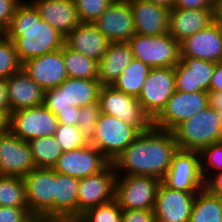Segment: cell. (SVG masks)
<instances>
[{
  "label": "cell",
  "mask_w": 222,
  "mask_h": 222,
  "mask_svg": "<svg viewBox=\"0 0 222 222\" xmlns=\"http://www.w3.org/2000/svg\"><path fill=\"white\" fill-rule=\"evenodd\" d=\"M178 146L171 131L151 126L112 162L117 175L152 176L163 180Z\"/></svg>",
  "instance_id": "obj_1"
},
{
  "label": "cell",
  "mask_w": 222,
  "mask_h": 222,
  "mask_svg": "<svg viewBox=\"0 0 222 222\" xmlns=\"http://www.w3.org/2000/svg\"><path fill=\"white\" fill-rule=\"evenodd\" d=\"M4 34L13 41L19 61L60 50L65 37L44 21L34 6L25 0L17 7Z\"/></svg>",
  "instance_id": "obj_2"
},
{
  "label": "cell",
  "mask_w": 222,
  "mask_h": 222,
  "mask_svg": "<svg viewBox=\"0 0 222 222\" xmlns=\"http://www.w3.org/2000/svg\"><path fill=\"white\" fill-rule=\"evenodd\" d=\"M179 150L200 152L207 146L222 141V128L215 109L210 106L172 131Z\"/></svg>",
  "instance_id": "obj_3"
},
{
  "label": "cell",
  "mask_w": 222,
  "mask_h": 222,
  "mask_svg": "<svg viewBox=\"0 0 222 222\" xmlns=\"http://www.w3.org/2000/svg\"><path fill=\"white\" fill-rule=\"evenodd\" d=\"M100 87L98 80L68 77L60 86L45 91L43 105L54 115L74 107L83 108L98 102Z\"/></svg>",
  "instance_id": "obj_4"
},
{
  "label": "cell",
  "mask_w": 222,
  "mask_h": 222,
  "mask_svg": "<svg viewBox=\"0 0 222 222\" xmlns=\"http://www.w3.org/2000/svg\"><path fill=\"white\" fill-rule=\"evenodd\" d=\"M135 59L151 68L175 67L180 62V43L169 33L159 36L134 34L127 42Z\"/></svg>",
  "instance_id": "obj_5"
},
{
  "label": "cell",
  "mask_w": 222,
  "mask_h": 222,
  "mask_svg": "<svg viewBox=\"0 0 222 222\" xmlns=\"http://www.w3.org/2000/svg\"><path fill=\"white\" fill-rule=\"evenodd\" d=\"M95 129V135L90 144L111 163L141 133L137 127L106 114H100Z\"/></svg>",
  "instance_id": "obj_6"
},
{
  "label": "cell",
  "mask_w": 222,
  "mask_h": 222,
  "mask_svg": "<svg viewBox=\"0 0 222 222\" xmlns=\"http://www.w3.org/2000/svg\"><path fill=\"white\" fill-rule=\"evenodd\" d=\"M160 182L152 176L117 175L115 200L122 210H154Z\"/></svg>",
  "instance_id": "obj_7"
},
{
  "label": "cell",
  "mask_w": 222,
  "mask_h": 222,
  "mask_svg": "<svg viewBox=\"0 0 222 222\" xmlns=\"http://www.w3.org/2000/svg\"><path fill=\"white\" fill-rule=\"evenodd\" d=\"M101 114L114 116L137 127L141 132L152 126V121L143 112L137 97L125 94L110 86H101L98 94Z\"/></svg>",
  "instance_id": "obj_8"
},
{
  "label": "cell",
  "mask_w": 222,
  "mask_h": 222,
  "mask_svg": "<svg viewBox=\"0 0 222 222\" xmlns=\"http://www.w3.org/2000/svg\"><path fill=\"white\" fill-rule=\"evenodd\" d=\"M175 91L174 67L152 68L137 99L143 112L153 121Z\"/></svg>",
  "instance_id": "obj_9"
},
{
  "label": "cell",
  "mask_w": 222,
  "mask_h": 222,
  "mask_svg": "<svg viewBox=\"0 0 222 222\" xmlns=\"http://www.w3.org/2000/svg\"><path fill=\"white\" fill-rule=\"evenodd\" d=\"M58 119L44 105L23 108L10 113L8 129L23 141L54 135Z\"/></svg>",
  "instance_id": "obj_10"
},
{
  "label": "cell",
  "mask_w": 222,
  "mask_h": 222,
  "mask_svg": "<svg viewBox=\"0 0 222 222\" xmlns=\"http://www.w3.org/2000/svg\"><path fill=\"white\" fill-rule=\"evenodd\" d=\"M23 180L26 202L32 215L54 220L56 172L52 168H35Z\"/></svg>",
  "instance_id": "obj_11"
},
{
  "label": "cell",
  "mask_w": 222,
  "mask_h": 222,
  "mask_svg": "<svg viewBox=\"0 0 222 222\" xmlns=\"http://www.w3.org/2000/svg\"><path fill=\"white\" fill-rule=\"evenodd\" d=\"M208 106V92L175 91L167 101L165 108L152 121V126L161 130L172 131L181 122L188 120Z\"/></svg>",
  "instance_id": "obj_12"
},
{
  "label": "cell",
  "mask_w": 222,
  "mask_h": 222,
  "mask_svg": "<svg viewBox=\"0 0 222 222\" xmlns=\"http://www.w3.org/2000/svg\"><path fill=\"white\" fill-rule=\"evenodd\" d=\"M162 182L169 188L184 192H199L205 188L197 151L178 150Z\"/></svg>",
  "instance_id": "obj_13"
},
{
  "label": "cell",
  "mask_w": 222,
  "mask_h": 222,
  "mask_svg": "<svg viewBox=\"0 0 222 222\" xmlns=\"http://www.w3.org/2000/svg\"><path fill=\"white\" fill-rule=\"evenodd\" d=\"M117 173L110 163L98 174L79 179L77 196V220L88 209L111 202L115 199Z\"/></svg>",
  "instance_id": "obj_14"
},
{
  "label": "cell",
  "mask_w": 222,
  "mask_h": 222,
  "mask_svg": "<svg viewBox=\"0 0 222 222\" xmlns=\"http://www.w3.org/2000/svg\"><path fill=\"white\" fill-rule=\"evenodd\" d=\"M111 162L90 143L73 151H65L52 168L55 172L78 179L103 171Z\"/></svg>",
  "instance_id": "obj_15"
},
{
  "label": "cell",
  "mask_w": 222,
  "mask_h": 222,
  "mask_svg": "<svg viewBox=\"0 0 222 222\" xmlns=\"http://www.w3.org/2000/svg\"><path fill=\"white\" fill-rule=\"evenodd\" d=\"M198 192H184L160 182L155 199V222H189Z\"/></svg>",
  "instance_id": "obj_16"
},
{
  "label": "cell",
  "mask_w": 222,
  "mask_h": 222,
  "mask_svg": "<svg viewBox=\"0 0 222 222\" xmlns=\"http://www.w3.org/2000/svg\"><path fill=\"white\" fill-rule=\"evenodd\" d=\"M35 168L27 141L9 129L0 134V175L25 177Z\"/></svg>",
  "instance_id": "obj_17"
},
{
  "label": "cell",
  "mask_w": 222,
  "mask_h": 222,
  "mask_svg": "<svg viewBox=\"0 0 222 222\" xmlns=\"http://www.w3.org/2000/svg\"><path fill=\"white\" fill-rule=\"evenodd\" d=\"M93 24L110 43L128 42L136 34L128 0H116Z\"/></svg>",
  "instance_id": "obj_18"
},
{
  "label": "cell",
  "mask_w": 222,
  "mask_h": 222,
  "mask_svg": "<svg viewBox=\"0 0 222 222\" xmlns=\"http://www.w3.org/2000/svg\"><path fill=\"white\" fill-rule=\"evenodd\" d=\"M174 67L175 89L180 92H209L210 81L217 62L200 60L194 57H180Z\"/></svg>",
  "instance_id": "obj_19"
},
{
  "label": "cell",
  "mask_w": 222,
  "mask_h": 222,
  "mask_svg": "<svg viewBox=\"0 0 222 222\" xmlns=\"http://www.w3.org/2000/svg\"><path fill=\"white\" fill-rule=\"evenodd\" d=\"M22 68L45 91L60 86L68 78L63 48L28 59Z\"/></svg>",
  "instance_id": "obj_20"
},
{
  "label": "cell",
  "mask_w": 222,
  "mask_h": 222,
  "mask_svg": "<svg viewBox=\"0 0 222 222\" xmlns=\"http://www.w3.org/2000/svg\"><path fill=\"white\" fill-rule=\"evenodd\" d=\"M180 57L219 62L222 60V28L213 22L180 42Z\"/></svg>",
  "instance_id": "obj_21"
},
{
  "label": "cell",
  "mask_w": 222,
  "mask_h": 222,
  "mask_svg": "<svg viewBox=\"0 0 222 222\" xmlns=\"http://www.w3.org/2000/svg\"><path fill=\"white\" fill-rule=\"evenodd\" d=\"M10 113L44 104L45 90L21 68L6 78Z\"/></svg>",
  "instance_id": "obj_22"
},
{
  "label": "cell",
  "mask_w": 222,
  "mask_h": 222,
  "mask_svg": "<svg viewBox=\"0 0 222 222\" xmlns=\"http://www.w3.org/2000/svg\"><path fill=\"white\" fill-rule=\"evenodd\" d=\"M38 15L66 37L81 22L74 0H30Z\"/></svg>",
  "instance_id": "obj_23"
},
{
  "label": "cell",
  "mask_w": 222,
  "mask_h": 222,
  "mask_svg": "<svg viewBox=\"0 0 222 222\" xmlns=\"http://www.w3.org/2000/svg\"><path fill=\"white\" fill-rule=\"evenodd\" d=\"M136 34L159 36L168 33L169 11L144 0H128Z\"/></svg>",
  "instance_id": "obj_24"
},
{
  "label": "cell",
  "mask_w": 222,
  "mask_h": 222,
  "mask_svg": "<svg viewBox=\"0 0 222 222\" xmlns=\"http://www.w3.org/2000/svg\"><path fill=\"white\" fill-rule=\"evenodd\" d=\"M213 23V9H177L169 11L168 33L182 42Z\"/></svg>",
  "instance_id": "obj_25"
},
{
  "label": "cell",
  "mask_w": 222,
  "mask_h": 222,
  "mask_svg": "<svg viewBox=\"0 0 222 222\" xmlns=\"http://www.w3.org/2000/svg\"><path fill=\"white\" fill-rule=\"evenodd\" d=\"M107 38L93 23L81 22L64 40V44L73 51L79 52L96 61H100L109 45Z\"/></svg>",
  "instance_id": "obj_26"
},
{
  "label": "cell",
  "mask_w": 222,
  "mask_h": 222,
  "mask_svg": "<svg viewBox=\"0 0 222 222\" xmlns=\"http://www.w3.org/2000/svg\"><path fill=\"white\" fill-rule=\"evenodd\" d=\"M79 179L56 172L54 189V220L57 222L77 221V196Z\"/></svg>",
  "instance_id": "obj_27"
},
{
  "label": "cell",
  "mask_w": 222,
  "mask_h": 222,
  "mask_svg": "<svg viewBox=\"0 0 222 222\" xmlns=\"http://www.w3.org/2000/svg\"><path fill=\"white\" fill-rule=\"evenodd\" d=\"M133 58L127 42L109 43L106 53L98 62V81L101 86L112 85Z\"/></svg>",
  "instance_id": "obj_28"
},
{
  "label": "cell",
  "mask_w": 222,
  "mask_h": 222,
  "mask_svg": "<svg viewBox=\"0 0 222 222\" xmlns=\"http://www.w3.org/2000/svg\"><path fill=\"white\" fill-rule=\"evenodd\" d=\"M151 69L149 65L133 58L111 86L118 91L138 98Z\"/></svg>",
  "instance_id": "obj_29"
},
{
  "label": "cell",
  "mask_w": 222,
  "mask_h": 222,
  "mask_svg": "<svg viewBox=\"0 0 222 222\" xmlns=\"http://www.w3.org/2000/svg\"><path fill=\"white\" fill-rule=\"evenodd\" d=\"M189 222H222V198L205 188L196 193Z\"/></svg>",
  "instance_id": "obj_30"
},
{
  "label": "cell",
  "mask_w": 222,
  "mask_h": 222,
  "mask_svg": "<svg viewBox=\"0 0 222 222\" xmlns=\"http://www.w3.org/2000/svg\"><path fill=\"white\" fill-rule=\"evenodd\" d=\"M63 59L68 77L98 80V61L63 46Z\"/></svg>",
  "instance_id": "obj_31"
},
{
  "label": "cell",
  "mask_w": 222,
  "mask_h": 222,
  "mask_svg": "<svg viewBox=\"0 0 222 222\" xmlns=\"http://www.w3.org/2000/svg\"><path fill=\"white\" fill-rule=\"evenodd\" d=\"M36 168H53L63 153L54 135L28 141Z\"/></svg>",
  "instance_id": "obj_32"
},
{
  "label": "cell",
  "mask_w": 222,
  "mask_h": 222,
  "mask_svg": "<svg viewBox=\"0 0 222 222\" xmlns=\"http://www.w3.org/2000/svg\"><path fill=\"white\" fill-rule=\"evenodd\" d=\"M0 206L28 208L23 177L0 175Z\"/></svg>",
  "instance_id": "obj_33"
},
{
  "label": "cell",
  "mask_w": 222,
  "mask_h": 222,
  "mask_svg": "<svg viewBox=\"0 0 222 222\" xmlns=\"http://www.w3.org/2000/svg\"><path fill=\"white\" fill-rule=\"evenodd\" d=\"M21 68L13 41L0 33V78H9Z\"/></svg>",
  "instance_id": "obj_34"
},
{
  "label": "cell",
  "mask_w": 222,
  "mask_h": 222,
  "mask_svg": "<svg viewBox=\"0 0 222 222\" xmlns=\"http://www.w3.org/2000/svg\"><path fill=\"white\" fill-rule=\"evenodd\" d=\"M122 209L114 199L111 202L88 209L76 222H121Z\"/></svg>",
  "instance_id": "obj_35"
},
{
  "label": "cell",
  "mask_w": 222,
  "mask_h": 222,
  "mask_svg": "<svg viewBox=\"0 0 222 222\" xmlns=\"http://www.w3.org/2000/svg\"><path fill=\"white\" fill-rule=\"evenodd\" d=\"M54 137L63 152L73 151L89 144L77 125L58 124Z\"/></svg>",
  "instance_id": "obj_36"
},
{
  "label": "cell",
  "mask_w": 222,
  "mask_h": 222,
  "mask_svg": "<svg viewBox=\"0 0 222 222\" xmlns=\"http://www.w3.org/2000/svg\"><path fill=\"white\" fill-rule=\"evenodd\" d=\"M199 154L201 173L205 181L213 173L222 171V141L207 146Z\"/></svg>",
  "instance_id": "obj_37"
},
{
  "label": "cell",
  "mask_w": 222,
  "mask_h": 222,
  "mask_svg": "<svg viewBox=\"0 0 222 222\" xmlns=\"http://www.w3.org/2000/svg\"><path fill=\"white\" fill-rule=\"evenodd\" d=\"M116 0H74L78 19L83 23H93Z\"/></svg>",
  "instance_id": "obj_38"
},
{
  "label": "cell",
  "mask_w": 222,
  "mask_h": 222,
  "mask_svg": "<svg viewBox=\"0 0 222 222\" xmlns=\"http://www.w3.org/2000/svg\"><path fill=\"white\" fill-rule=\"evenodd\" d=\"M101 114L99 103L87 105L80 108L78 127L85 140L90 143L95 135V127Z\"/></svg>",
  "instance_id": "obj_39"
},
{
  "label": "cell",
  "mask_w": 222,
  "mask_h": 222,
  "mask_svg": "<svg viewBox=\"0 0 222 222\" xmlns=\"http://www.w3.org/2000/svg\"><path fill=\"white\" fill-rule=\"evenodd\" d=\"M23 0H0V33L9 27L17 7Z\"/></svg>",
  "instance_id": "obj_40"
},
{
  "label": "cell",
  "mask_w": 222,
  "mask_h": 222,
  "mask_svg": "<svg viewBox=\"0 0 222 222\" xmlns=\"http://www.w3.org/2000/svg\"><path fill=\"white\" fill-rule=\"evenodd\" d=\"M32 216L28 208L0 206V222H27Z\"/></svg>",
  "instance_id": "obj_41"
},
{
  "label": "cell",
  "mask_w": 222,
  "mask_h": 222,
  "mask_svg": "<svg viewBox=\"0 0 222 222\" xmlns=\"http://www.w3.org/2000/svg\"><path fill=\"white\" fill-rule=\"evenodd\" d=\"M121 222H155L153 210H122Z\"/></svg>",
  "instance_id": "obj_42"
},
{
  "label": "cell",
  "mask_w": 222,
  "mask_h": 222,
  "mask_svg": "<svg viewBox=\"0 0 222 222\" xmlns=\"http://www.w3.org/2000/svg\"><path fill=\"white\" fill-rule=\"evenodd\" d=\"M214 0H175L177 9H213Z\"/></svg>",
  "instance_id": "obj_43"
},
{
  "label": "cell",
  "mask_w": 222,
  "mask_h": 222,
  "mask_svg": "<svg viewBox=\"0 0 222 222\" xmlns=\"http://www.w3.org/2000/svg\"><path fill=\"white\" fill-rule=\"evenodd\" d=\"M205 189L216 197L222 198V171L213 173L205 181Z\"/></svg>",
  "instance_id": "obj_44"
},
{
  "label": "cell",
  "mask_w": 222,
  "mask_h": 222,
  "mask_svg": "<svg viewBox=\"0 0 222 222\" xmlns=\"http://www.w3.org/2000/svg\"><path fill=\"white\" fill-rule=\"evenodd\" d=\"M79 111V107H74V110L59 111L56 114L59 124L78 125Z\"/></svg>",
  "instance_id": "obj_45"
},
{
  "label": "cell",
  "mask_w": 222,
  "mask_h": 222,
  "mask_svg": "<svg viewBox=\"0 0 222 222\" xmlns=\"http://www.w3.org/2000/svg\"><path fill=\"white\" fill-rule=\"evenodd\" d=\"M0 111H2L9 118L10 107L7 95L6 78H0Z\"/></svg>",
  "instance_id": "obj_46"
},
{
  "label": "cell",
  "mask_w": 222,
  "mask_h": 222,
  "mask_svg": "<svg viewBox=\"0 0 222 222\" xmlns=\"http://www.w3.org/2000/svg\"><path fill=\"white\" fill-rule=\"evenodd\" d=\"M209 91H222V60L217 62L216 69L210 81Z\"/></svg>",
  "instance_id": "obj_47"
},
{
  "label": "cell",
  "mask_w": 222,
  "mask_h": 222,
  "mask_svg": "<svg viewBox=\"0 0 222 222\" xmlns=\"http://www.w3.org/2000/svg\"><path fill=\"white\" fill-rule=\"evenodd\" d=\"M209 106L215 110L222 108V91H209L208 92Z\"/></svg>",
  "instance_id": "obj_48"
},
{
  "label": "cell",
  "mask_w": 222,
  "mask_h": 222,
  "mask_svg": "<svg viewBox=\"0 0 222 222\" xmlns=\"http://www.w3.org/2000/svg\"><path fill=\"white\" fill-rule=\"evenodd\" d=\"M213 22L222 28V0H214Z\"/></svg>",
  "instance_id": "obj_49"
},
{
  "label": "cell",
  "mask_w": 222,
  "mask_h": 222,
  "mask_svg": "<svg viewBox=\"0 0 222 222\" xmlns=\"http://www.w3.org/2000/svg\"><path fill=\"white\" fill-rule=\"evenodd\" d=\"M144 1H148L151 3L157 4V5L164 7L168 10L173 9L174 3H175V0H144Z\"/></svg>",
  "instance_id": "obj_50"
},
{
  "label": "cell",
  "mask_w": 222,
  "mask_h": 222,
  "mask_svg": "<svg viewBox=\"0 0 222 222\" xmlns=\"http://www.w3.org/2000/svg\"><path fill=\"white\" fill-rule=\"evenodd\" d=\"M9 118L0 111V134L4 133L8 129Z\"/></svg>",
  "instance_id": "obj_51"
},
{
  "label": "cell",
  "mask_w": 222,
  "mask_h": 222,
  "mask_svg": "<svg viewBox=\"0 0 222 222\" xmlns=\"http://www.w3.org/2000/svg\"><path fill=\"white\" fill-rule=\"evenodd\" d=\"M27 222H57V221L44 216L33 215L31 218L28 219Z\"/></svg>",
  "instance_id": "obj_52"
},
{
  "label": "cell",
  "mask_w": 222,
  "mask_h": 222,
  "mask_svg": "<svg viewBox=\"0 0 222 222\" xmlns=\"http://www.w3.org/2000/svg\"><path fill=\"white\" fill-rule=\"evenodd\" d=\"M216 112H217V115H218V117H219L220 125H221V128H222V108L216 110Z\"/></svg>",
  "instance_id": "obj_53"
}]
</instances>
